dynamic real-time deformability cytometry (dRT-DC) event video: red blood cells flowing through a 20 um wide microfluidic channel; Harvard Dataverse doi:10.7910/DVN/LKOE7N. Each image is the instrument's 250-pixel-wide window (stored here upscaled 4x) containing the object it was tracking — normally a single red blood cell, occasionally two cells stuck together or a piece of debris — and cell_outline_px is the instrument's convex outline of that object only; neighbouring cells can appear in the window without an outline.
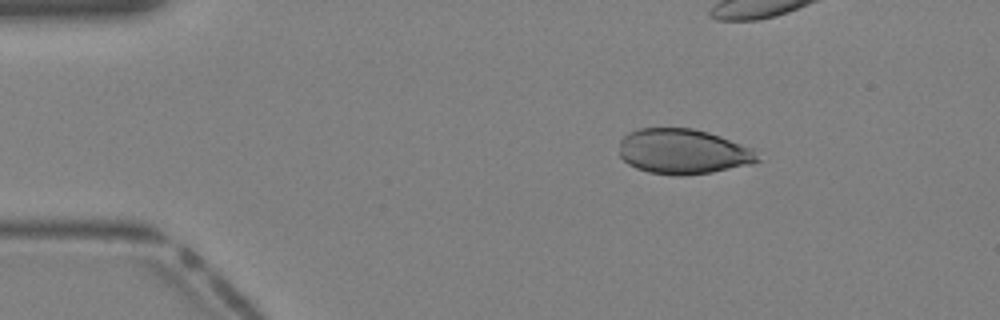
{"species": "Egyptian fruit bat (a non-hibernating species)", "species_latin": "Rousettus aegyptiacus", "temperature_condition": "warm", "stored_images_in_passage": 26, "camera_frame_rate_fps": 3000, "um_per_image_px": 0.085, "animal": {"sex": "female"}, "frame": {"image": 1, "passage_image": 1, "time_ms": 0.0, "image_size_px": [1000, 320], "cell_outline_px": [[760, 160], [752, 164], [712, 172], [680, 176], [676, 176], [648, 172], [636, 168], [628, 164], [620, 156], [620, 140], [628, 132], [640, 128], [692, 128], [708, 132], [720, 136], [752, 148]], "centroid_in_image_um": [58.04, 12.88], "position_along_channel_um": 27.0, "area_um2": 36.41}}